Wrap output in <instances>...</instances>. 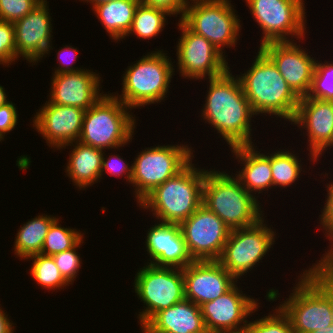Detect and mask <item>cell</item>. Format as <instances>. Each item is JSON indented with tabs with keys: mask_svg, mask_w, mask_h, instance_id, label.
Returning a JSON list of instances; mask_svg holds the SVG:
<instances>
[{
	"mask_svg": "<svg viewBox=\"0 0 333 333\" xmlns=\"http://www.w3.org/2000/svg\"><path fill=\"white\" fill-rule=\"evenodd\" d=\"M208 80L209 90L200 117L217 130L229 148L252 145L251 118L255 114L237 75L228 70Z\"/></svg>",
	"mask_w": 333,
	"mask_h": 333,
	"instance_id": "cell-1",
	"label": "cell"
},
{
	"mask_svg": "<svg viewBox=\"0 0 333 333\" xmlns=\"http://www.w3.org/2000/svg\"><path fill=\"white\" fill-rule=\"evenodd\" d=\"M237 75L253 113L291 122L300 97L287 84L273 61L259 48L251 67Z\"/></svg>",
	"mask_w": 333,
	"mask_h": 333,
	"instance_id": "cell-2",
	"label": "cell"
},
{
	"mask_svg": "<svg viewBox=\"0 0 333 333\" xmlns=\"http://www.w3.org/2000/svg\"><path fill=\"white\" fill-rule=\"evenodd\" d=\"M192 160L175 176L155 187L137 205L151 210L160 222L181 224L203 202V185L208 169H200Z\"/></svg>",
	"mask_w": 333,
	"mask_h": 333,
	"instance_id": "cell-3",
	"label": "cell"
},
{
	"mask_svg": "<svg viewBox=\"0 0 333 333\" xmlns=\"http://www.w3.org/2000/svg\"><path fill=\"white\" fill-rule=\"evenodd\" d=\"M298 276V282L285 301L279 304L295 333H311L330 326V276L314 264Z\"/></svg>",
	"mask_w": 333,
	"mask_h": 333,
	"instance_id": "cell-4",
	"label": "cell"
},
{
	"mask_svg": "<svg viewBox=\"0 0 333 333\" xmlns=\"http://www.w3.org/2000/svg\"><path fill=\"white\" fill-rule=\"evenodd\" d=\"M202 204L230 230L250 227L264 216L255 195L249 193L234 175L215 168L205 174Z\"/></svg>",
	"mask_w": 333,
	"mask_h": 333,
	"instance_id": "cell-5",
	"label": "cell"
},
{
	"mask_svg": "<svg viewBox=\"0 0 333 333\" xmlns=\"http://www.w3.org/2000/svg\"><path fill=\"white\" fill-rule=\"evenodd\" d=\"M112 94H104L85 110L79 142L103 151L118 149L132 142L136 118L131 108Z\"/></svg>",
	"mask_w": 333,
	"mask_h": 333,
	"instance_id": "cell-6",
	"label": "cell"
},
{
	"mask_svg": "<svg viewBox=\"0 0 333 333\" xmlns=\"http://www.w3.org/2000/svg\"><path fill=\"white\" fill-rule=\"evenodd\" d=\"M169 58L163 49L143 55L128 66L122 76V93L114 96L131 110L164 101L175 72Z\"/></svg>",
	"mask_w": 333,
	"mask_h": 333,
	"instance_id": "cell-7",
	"label": "cell"
},
{
	"mask_svg": "<svg viewBox=\"0 0 333 333\" xmlns=\"http://www.w3.org/2000/svg\"><path fill=\"white\" fill-rule=\"evenodd\" d=\"M233 7L231 0H190L181 21L225 55L224 47H235L242 29Z\"/></svg>",
	"mask_w": 333,
	"mask_h": 333,
	"instance_id": "cell-8",
	"label": "cell"
},
{
	"mask_svg": "<svg viewBox=\"0 0 333 333\" xmlns=\"http://www.w3.org/2000/svg\"><path fill=\"white\" fill-rule=\"evenodd\" d=\"M147 265L139 268L134 278V292L144 306L137 314L142 329L159 311L185 299L181 268Z\"/></svg>",
	"mask_w": 333,
	"mask_h": 333,
	"instance_id": "cell-9",
	"label": "cell"
},
{
	"mask_svg": "<svg viewBox=\"0 0 333 333\" xmlns=\"http://www.w3.org/2000/svg\"><path fill=\"white\" fill-rule=\"evenodd\" d=\"M189 145H155L140 151L132 163L131 184L137 204L155 187L181 171L193 158Z\"/></svg>",
	"mask_w": 333,
	"mask_h": 333,
	"instance_id": "cell-10",
	"label": "cell"
},
{
	"mask_svg": "<svg viewBox=\"0 0 333 333\" xmlns=\"http://www.w3.org/2000/svg\"><path fill=\"white\" fill-rule=\"evenodd\" d=\"M262 30L260 46L271 42L304 40L306 10L303 0H245ZM306 31V32H305ZM292 37L290 39V36ZM287 36V37H286Z\"/></svg>",
	"mask_w": 333,
	"mask_h": 333,
	"instance_id": "cell-11",
	"label": "cell"
},
{
	"mask_svg": "<svg viewBox=\"0 0 333 333\" xmlns=\"http://www.w3.org/2000/svg\"><path fill=\"white\" fill-rule=\"evenodd\" d=\"M264 222L265 217L250 227L231 230L229 233L218 261L236 280L249 273L273 248L276 232Z\"/></svg>",
	"mask_w": 333,
	"mask_h": 333,
	"instance_id": "cell-12",
	"label": "cell"
},
{
	"mask_svg": "<svg viewBox=\"0 0 333 333\" xmlns=\"http://www.w3.org/2000/svg\"><path fill=\"white\" fill-rule=\"evenodd\" d=\"M181 37L176 46L179 74L187 79L216 78L230 69L226 56L205 37L192 32L181 20Z\"/></svg>",
	"mask_w": 333,
	"mask_h": 333,
	"instance_id": "cell-13",
	"label": "cell"
},
{
	"mask_svg": "<svg viewBox=\"0 0 333 333\" xmlns=\"http://www.w3.org/2000/svg\"><path fill=\"white\" fill-rule=\"evenodd\" d=\"M180 226L194 261L219 260L231 230L215 213L202 204Z\"/></svg>",
	"mask_w": 333,
	"mask_h": 333,
	"instance_id": "cell-14",
	"label": "cell"
},
{
	"mask_svg": "<svg viewBox=\"0 0 333 333\" xmlns=\"http://www.w3.org/2000/svg\"><path fill=\"white\" fill-rule=\"evenodd\" d=\"M247 296L235 283L217 299L201 305V312L208 333L247 329L248 316L260 306L258 299ZM252 313V314H251ZM243 324V325H242Z\"/></svg>",
	"mask_w": 333,
	"mask_h": 333,
	"instance_id": "cell-15",
	"label": "cell"
},
{
	"mask_svg": "<svg viewBox=\"0 0 333 333\" xmlns=\"http://www.w3.org/2000/svg\"><path fill=\"white\" fill-rule=\"evenodd\" d=\"M47 3L43 0L25 17L13 23L17 60L22 56L32 66L53 49L52 20Z\"/></svg>",
	"mask_w": 333,
	"mask_h": 333,
	"instance_id": "cell-16",
	"label": "cell"
},
{
	"mask_svg": "<svg viewBox=\"0 0 333 333\" xmlns=\"http://www.w3.org/2000/svg\"><path fill=\"white\" fill-rule=\"evenodd\" d=\"M85 110L82 108L52 104L45 105L36 112L33 129L52 149H63L66 145L79 140Z\"/></svg>",
	"mask_w": 333,
	"mask_h": 333,
	"instance_id": "cell-17",
	"label": "cell"
},
{
	"mask_svg": "<svg viewBox=\"0 0 333 333\" xmlns=\"http://www.w3.org/2000/svg\"><path fill=\"white\" fill-rule=\"evenodd\" d=\"M300 47V48H299ZM276 65L292 90L301 98L308 94L316 58L295 42H271L259 47Z\"/></svg>",
	"mask_w": 333,
	"mask_h": 333,
	"instance_id": "cell-18",
	"label": "cell"
},
{
	"mask_svg": "<svg viewBox=\"0 0 333 333\" xmlns=\"http://www.w3.org/2000/svg\"><path fill=\"white\" fill-rule=\"evenodd\" d=\"M291 124L305 129L309 138V158L314 162L333 146V103L318 99L300 98ZM325 150V151H324Z\"/></svg>",
	"mask_w": 333,
	"mask_h": 333,
	"instance_id": "cell-19",
	"label": "cell"
},
{
	"mask_svg": "<svg viewBox=\"0 0 333 333\" xmlns=\"http://www.w3.org/2000/svg\"><path fill=\"white\" fill-rule=\"evenodd\" d=\"M182 271L185 299L198 306L217 299L238 281L218 260L194 261Z\"/></svg>",
	"mask_w": 333,
	"mask_h": 333,
	"instance_id": "cell-20",
	"label": "cell"
},
{
	"mask_svg": "<svg viewBox=\"0 0 333 333\" xmlns=\"http://www.w3.org/2000/svg\"><path fill=\"white\" fill-rule=\"evenodd\" d=\"M100 81L99 74L91 69L53 74L48 102L87 110L104 95Z\"/></svg>",
	"mask_w": 333,
	"mask_h": 333,
	"instance_id": "cell-21",
	"label": "cell"
},
{
	"mask_svg": "<svg viewBox=\"0 0 333 333\" xmlns=\"http://www.w3.org/2000/svg\"><path fill=\"white\" fill-rule=\"evenodd\" d=\"M146 251L155 266L185 268L194 260L191 257L180 224L158 221L146 234Z\"/></svg>",
	"mask_w": 333,
	"mask_h": 333,
	"instance_id": "cell-22",
	"label": "cell"
},
{
	"mask_svg": "<svg viewBox=\"0 0 333 333\" xmlns=\"http://www.w3.org/2000/svg\"><path fill=\"white\" fill-rule=\"evenodd\" d=\"M142 329L146 333H208L201 307L187 299L159 311Z\"/></svg>",
	"mask_w": 333,
	"mask_h": 333,
	"instance_id": "cell-23",
	"label": "cell"
},
{
	"mask_svg": "<svg viewBox=\"0 0 333 333\" xmlns=\"http://www.w3.org/2000/svg\"><path fill=\"white\" fill-rule=\"evenodd\" d=\"M252 145H240L231 147L233 156L243 168L237 171L235 177L242 186L252 195L262 193L273 187L272 170L270 167V154L260 153ZM269 154V155H268ZM254 192V193H253Z\"/></svg>",
	"mask_w": 333,
	"mask_h": 333,
	"instance_id": "cell-24",
	"label": "cell"
},
{
	"mask_svg": "<svg viewBox=\"0 0 333 333\" xmlns=\"http://www.w3.org/2000/svg\"><path fill=\"white\" fill-rule=\"evenodd\" d=\"M73 143L66 145L74 148L70 151L65 173L76 188L85 190L101 180L102 157L106 151L79 141Z\"/></svg>",
	"mask_w": 333,
	"mask_h": 333,
	"instance_id": "cell-25",
	"label": "cell"
},
{
	"mask_svg": "<svg viewBox=\"0 0 333 333\" xmlns=\"http://www.w3.org/2000/svg\"><path fill=\"white\" fill-rule=\"evenodd\" d=\"M140 0H113L95 5L92 9L112 40L120 41L131 28Z\"/></svg>",
	"mask_w": 333,
	"mask_h": 333,
	"instance_id": "cell-26",
	"label": "cell"
},
{
	"mask_svg": "<svg viewBox=\"0 0 333 333\" xmlns=\"http://www.w3.org/2000/svg\"><path fill=\"white\" fill-rule=\"evenodd\" d=\"M56 219L53 215L42 214L23 224L15 237L14 254L21 260L40 254L49 227Z\"/></svg>",
	"mask_w": 333,
	"mask_h": 333,
	"instance_id": "cell-27",
	"label": "cell"
},
{
	"mask_svg": "<svg viewBox=\"0 0 333 333\" xmlns=\"http://www.w3.org/2000/svg\"><path fill=\"white\" fill-rule=\"evenodd\" d=\"M167 11L139 3L136 7L132 25L126 36L136 35L139 39L157 37L165 27Z\"/></svg>",
	"mask_w": 333,
	"mask_h": 333,
	"instance_id": "cell-28",
	"label": "cell"
},
{
	"mask_svg": "<svg viewBox=\"0 0 333 333\" xmlns=\"http://www.w3.org/2000/svg\"><path fill=\"white\" fill-rule=\"evenodd\" d=\"M289 150H278L270 154V167L272 170L273 187H290L301 176V159L297 153Z\"/></svg>",
	"mask_w": 333,
	"mask_h": 333,
	"instance_id": "cell-29",
	"label": "cell"
},
{
	"mask_svg": "<svg viewBox=\"0 0 333 333\" xmlns=\"http://www.w3.org/2000/svg\"><path fill=\"white\" fill-rule=\"evenodd\" d=\"M27 259H31L33 262L29 269L30 275L43 289L55 291L70 285L61 275L52 256L35 254Z\"/></svg>",
	"mask_w": 333,
	"mask_h": 333,
	"instance_id": "cell-30",
	"label": "cell"
},
{
	"mask_svg": "<svg viewBox=\"0 0 333 333\" xmlns=\"http://www.w3.org/2000/svg\"><path fill=\"white\" fill-rule=\"evenodd\" d=\"M75 228H64L57 218L49 227L40 254L53 256L54 254L73 248L84 236Z\"/></svg>",
	"mask_w": 333,
	"mask_h": 333,
	"instance_id": "cell-31",
	"label": "cell"
},
{
	"mask_svg": "<svg viewBox=\"0 0 333 333\" xmlns=\"http://www.w3.org/2000/svg\"><path fill=\"white\" fill-rule=\"evenodd\" d=\"M320 62L315 61L312 83L306 97L333 102V62Z\"/></svg>",
	"mask_w": 333,
	"mask_h": 333,
	"instance_id": "cell-32",
	"label": "cell"
},
{
	"mask_svg": "<svg viewBox=\"0 0 333 333\" xmlns=\"http://www.w3.org/2000/svg\"><path fill=\"white\" fill-rule=\"evenodd\" d=\"M273 311V314L269 313L263 318L248 321V333H295L288 316L282 309L276 306Z\"/></svg>",
	"mask_w": 333,
	"mask_h": 333,
	"instance_id": "cell-33",
	"label": "cell"
},
{
	"mask_svg": "<svg viewBox=\"0 0 333 333\" xmlns=\"http://www.w3.org/2000/svg\"><path fill=\"white\" fill-rule=\"evenodd\" d=\"M83 239L84 237L73 248L52 256L61 275L69 284H73L81 267L82 259L77 250L81 243H84Z\"/></svg>",
	"mask_w": 333,
	"mask_h": 333,
	"instance_id": "cell-34",
	"label": "cell"
},
{
	"mask_svg": "<svg viewBox=\"0 0 333 333\" xmlns=\"http://www.w3.org/2000/svg\"><path fill=\"white\" fill-rule=\"evenodd\" d=\"M43 0H0V20L15 23Z\"/></svg>",
	"mask_w": 333,
	"mask_h": 333,
	"instance_id": "cell-35",
	"label": "cell"
},
{
	"mask_svg": "<svg viewBox=\"0 0 333 333\" xmlns=\"http://www.w3.org/2000/svg\"><path fill=\"white\" fill-rule=\"evenodd\" d=\"M16 60L17 52L13 23L0 20V65L9 66Z\"/></svg>",
	"mask_w": 333,
	"mask_h": 333,
	"instance_id": "cell-36",
	"label": "cell"
},
{
	"mask_svg": "<svg viewBox=\"0 0 333 333\" xmlns=\"http://www.w3.org/2000/svg\"><path fill=\"white\" fill-rule=\"evenodd\" d=\"M105 153L103 154L102 157V169H101V179L102 176L107 173L110 176L116 175L118 176H123L125 174L124 178L131 184V177H132V164L131 166L129 163L127 164L122 157L117 155H109L108 158L105 157ZM111 156V157H110ZM104 173V174H103Z\"/></svg>",
	"mask_w": 333,
	"mask_h": 333,
	"instance_id": "cell-37",
	"label": "cell"
},
{
	"mask_svg": "<svg viewBox=\"0 0 333 333\" xmlns=\"http://www.w3.org/2000/svg\"><path fill=\"white\" fill-rule=\"evenodd\" d=\"M11 101L0 105V142L4 140L5 134L15 129L18 121V111Z\"/></svg>",
	"mask_w": 333,
	"mask_h": 333,
	"instance_id": "cell-38",
	"label": "cell"
},
{
	"mask_svg": "<svg viewBox=\"0 0 333 333\" xmlns=\"http://www.w3.org/2000/svg\"><path fill=\"white\" fill-rule=\"evenodd\" d=\"M327 185V200L325 199L324 208L321 211L320 218V227L325 230L326 238L330 239L333 236V182Z\"/></svg>",
	"mask_w": 333,
	"mask_h": 333,
	"instance_id": "cell-39",
	"label": "cell"
},
{
	"mask_svg": "<svg viewBox=\"0 0 333 333\" xmlns=\"http://www.w3.org/2000/svg\"><path fill=\"white\" fill-rule=\"evenodd\" d=\"M189 0H140V3L167 11L172 16L181 15L182 19Z\"/></svg>",
	"mask_w": 333,
	"mask_h": 333,
	"instance_id": "cell-40",
	"label": "cell"
},
{
	"mask_svg": "<svg viewBox=\"0 0 333 333\" xmlns=\"http://www.w3.org/2000/svg\"><path fill=\"white\" fill-rule=\"evenodd\" d=\"M60 50V51H59ZM57 54V59L59 61V66L54 69V73L52 74H62V73H70V72H77L82 70V68H78V67H73V63H76V59L78 56V50L77 48H74L72 46H68L65 45L62 49H59ZM66 54V55H65ZM71 57V60H65L66 62H64V56L65 57ZM66 59V58H65ZM68 61V63H67ZM70 61V62H69Z\"/></svg>",
	"mask_w": 333,
	"mask_h": 333,
	"instance_id": "cell-41",
	"label": "cell"
},
{
	"mask_svg": "<svg viewBox=\"0 0 333 333\" xmlns=\"http://www.w3.org/2000/svg\"><path fill=\"white\" fill-rule=\"evenodd\" d=\"M331 247L322 255V258L316 261L314 264L324 274L329 275L333 278V236L329 239Z\"/></svg>",
	"mask_w": 333,
	"mask_h": 333,
	"instance_id": "cell-42",
	"label": "cell"
},
{
	"mask_svg": "<svg viewBox=\"0 0 333 333\" xmlns=\"http://www.w3.org/2000/svg\"><path fill=\"white\" fill-rule=\"evenodd\" d=\"M6 313L2 310L0 304V333H13L15 330L14 323L10 322V317L8 319V314Z\"/></svg>",
	"mask_w": 333,
	"mask_h": 333,
	"instance_id": "cell-43",
	"label": "cell"
},
{
	"mask_svg": "<svg viewBox=\"0 0 333 333\" xmlns=\"http://www.w3.org/2000/svg\"><path fill=\"white\" fill-rule=\"evenodd\" d=\"M330 305H331V317L333 318V278L330 276ZM333 325V321L331 323Z\"/></svg>",
	"mask_w": 333,
	"mask_h": 333,
	"instance_id": "cell-44",
	"label": "cell"
},
{
	"mask_svg": "<svg viewBox=\"0 0 333 333\" xmlns=\"http://www.w3.org/2000/svg\"><path fill=\"white\" fill-rule=\"evenodd\" d=\"M5 88L3 86L0 85V105L5 104L6 102H8L7 99V95L5 93Z\"/></svg>",
	"mask_w": 333,
	"mask_h": 333,
	"instance_id": "cell-45",
	"label": "cell"
},
{
	"mask_svg": "<svg viewBox=\"0 0 333 333\" xmlns=\"http://www.w3.org/2000/svg\"><path fill=\"white\" fill-rule=\"evenodd\" d=\"M311 333H333V325L318 329L316 331H313Z\"/></svg>",
	"mask_w": 333,
	"mask_h": 333,
	"instance_id": "cell-46",
	"label": "cell"
},
{
	"mask_svg": "<svg viewBox=\"0 0 333 333\" xmlns=\"http://www.w3.org/2000/svg\"><path fill=\"white\" fill-rule=\"evenodd\" d=\"M82 1H84V2L87 1L86 3L89 2L91 5H93L92 7H94L95 5H98L100 3H104V2H108V1H113V0H82Z\"/></svg>",
	"mask_w": 333,
	"mask_h": 333,
	"instance_id": "cell-47",
	"label": "cell"
},
{
	"mask_svg": "<svg viewBox=\"0 0 333 333\" xmlns=\"http://www.w3.org/2000/svg\"><path fill=\"white\" fill-rule=\"evenodd\" d=\"M212 333H248L247 329H242L239 331H225V332H212Z\"/></svg>",
	"mask_w": 333,
	"mask_h": 333,
	"instance_id": "cell-48",
	"label": "cell"
}]
</instances>
